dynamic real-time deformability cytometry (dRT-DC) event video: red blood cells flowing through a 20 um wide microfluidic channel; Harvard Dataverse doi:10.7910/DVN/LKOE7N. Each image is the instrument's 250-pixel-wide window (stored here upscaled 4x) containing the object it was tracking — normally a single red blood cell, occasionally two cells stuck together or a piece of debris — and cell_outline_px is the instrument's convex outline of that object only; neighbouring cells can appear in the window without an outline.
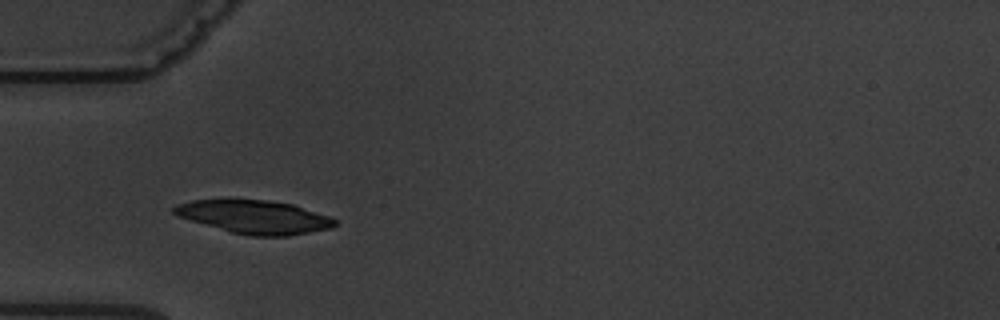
{"species": "common noctule bat (a hibernating species)", "species_latin": "Nyctalus noctula", "temperature_condition": "warm", "stored_images_in_passage": 5, "camera_frame_rate_fps": 3000, "um_per_image_px": 0.085, "animal": {"sex": "male", "body_mass_g": 19.5, "forearm_length_mm": 54.6}, "frame": {"image": 1, "passage_image": 4, "time_ms": 4.333, "image_size_px": [1000, 320], "cell_outline_px": [[336, 224], [332, 228], [288, 236], [248, 236], [232, 232], [176, 216], [172, 212], [172, 208], [176, 204], [192, 200], [228, 196], [232, 196], [264, 200], [292, 204], [328, 216], [336, 220]], "centroid_in_image_um": [21.53, 18.39], "position_along_channel_um": 63.5, "area_um2": 32.02}}